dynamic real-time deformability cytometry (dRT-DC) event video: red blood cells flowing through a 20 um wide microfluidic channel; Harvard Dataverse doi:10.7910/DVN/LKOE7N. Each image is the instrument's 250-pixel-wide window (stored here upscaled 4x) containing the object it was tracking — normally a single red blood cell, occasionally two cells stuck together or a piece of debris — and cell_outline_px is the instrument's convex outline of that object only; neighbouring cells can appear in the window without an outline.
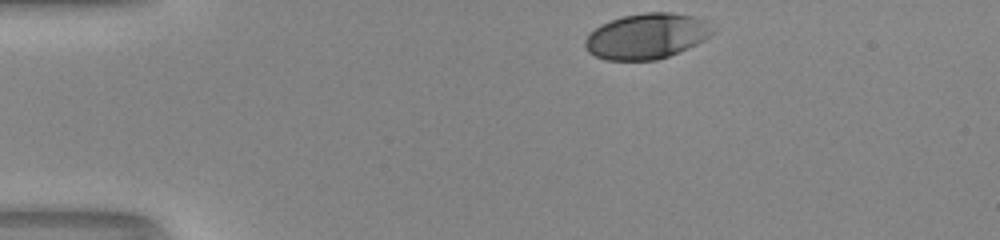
{"species": "human", "species_latin": "Homo sapiens", "temperature_condition": "room temperature", "stored_images_in_passage": 33, "camera_frame_rate_fps": 3000, "um_per_image_px": 0.085, "donor": {"sex": "male"}, "frame": {"image": 1, "passage_image": 1, "time_ms": 0.0, "image_size_px": [1000, 240], "cell_outline_px": [[712, 32], [704, 40], [688, 48], [668, 56], [656, 60], [604, 60], [588, 52], [584, 44], [584, 40], [600, 24], [624, 16], [644, 12], [668, 12], [692, 16], [704, 20]], "centroid_in_image_um": [54.92, 3.08], "position_along_channel_um": 30.1, "area_um2": 33.35}}
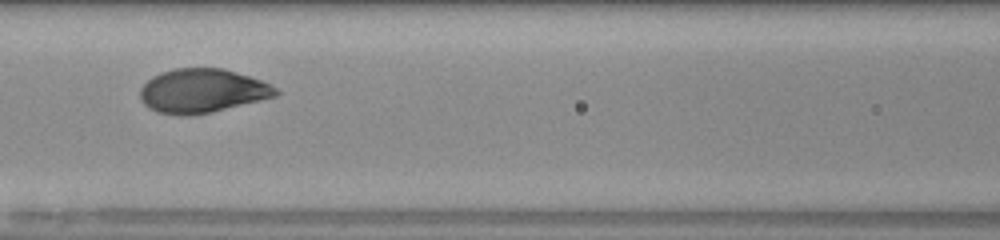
{"frame": {"image": 2, "passage_image": 15, "time_ms": 4.667, "image_size_px": [1000, 240], "cell_outline_px": [[280, 92], [276, 96], [212, 112], [188, 116], [180, 116], [156, 112], [148, 108], [140, 100], [140, 88], [152, 76], [160, 72], [176, 68], [224, 68], [260, 80], [276, 88]], "centroid_in_image_um": [17.14, 7.73], "position_along_channel_um": 149.5, "area_um2": 34.8}}
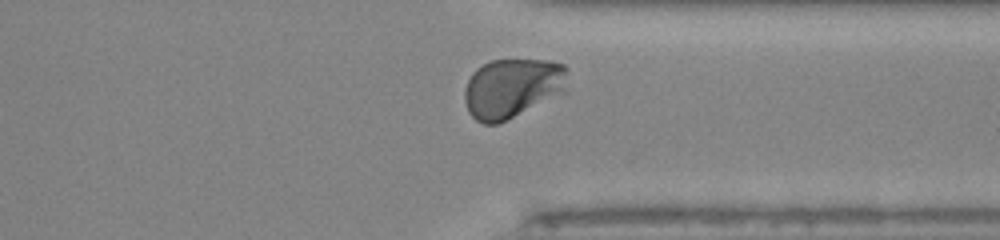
{"frame": {"image": 3, "passage_image": 31, "time_ms": 10.0, "image_size_px": [1000, 240], "cell_outline_px": [[568, 68], [564, 88], [560, 92], [496, 124], [484, 124], [476, 120], [468, 112], [464, 100], [464, 88], [472, 72], [476, 68], [492, 60], [544, 60], [564, 64]], "centroid_in_image_um": [43.46, 7.45], "position_along_channel_um": 367.9, "area_um2": 34.91}, "authors_computed_cell_mechanics": {"area_um2": 34.8534, "velocity_mm_per_s": 4.1, "shape_relaxation_time_tau1_ms": 2.0101, "shape_relaxation_time_tau2_ms": null, "deformation_change_tau1": 0.1588, "deformation_change_tau2": null}}